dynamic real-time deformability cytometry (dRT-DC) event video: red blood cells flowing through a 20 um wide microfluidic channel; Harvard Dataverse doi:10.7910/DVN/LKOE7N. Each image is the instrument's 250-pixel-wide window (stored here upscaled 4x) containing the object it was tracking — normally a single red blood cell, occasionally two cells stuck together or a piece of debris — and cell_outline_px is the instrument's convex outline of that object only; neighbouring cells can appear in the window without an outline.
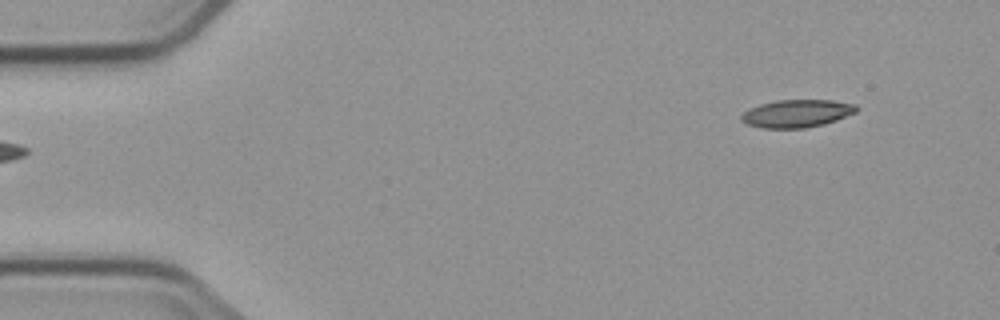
{"species": "common noctule bat (a hibernating species)", "species_latin": "Nyctalus noctula", "temperature_condition": "cold", "stored_images_in_passage": 5, "segment_of_instrument_passage": [2, 2], "camera_frame_rate_fps": 3000, "um_per_image_px": 0.085, "animal": {"sex": "male", "body_mass_g": 23.1, "forearm_length_mm": 52.7}, "frame": {"image": 1, "passage_image": 5, "time_ms": 4.667, "image_size_px": [1000, 320], "cell_outline_px": [[856, 112], [836, 120], [824, 124], [804, 128], [764, 128], [748, 124], [740, 120], [740, 116], [748, 108], [760, 104], [776, 100], [832, 100], [856, 104]], "centroid_in_image_um": [67.7, 9.64], "position_along_channel_um": 17.3, "area_um2": 18.55}}